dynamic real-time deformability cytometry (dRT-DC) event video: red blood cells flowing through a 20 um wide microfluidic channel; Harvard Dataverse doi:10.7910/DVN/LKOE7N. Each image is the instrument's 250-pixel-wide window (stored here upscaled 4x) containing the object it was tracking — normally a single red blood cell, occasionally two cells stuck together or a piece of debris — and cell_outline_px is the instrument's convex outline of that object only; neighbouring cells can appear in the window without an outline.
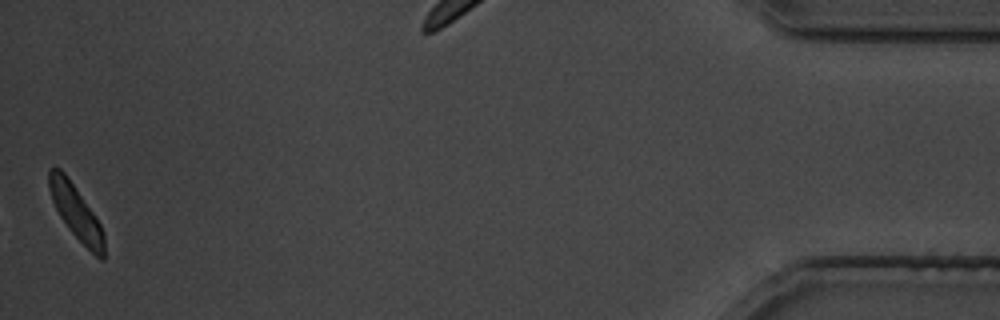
{"species": "common noctule bat (a hibernating species)", "species_latin": "Nyctalus noctula", "temperature_condition": "cold", "stored_images_in_passage": 31, "camera_frame_rate_fps": 3000, "um_per_image_px": 0.085, "animal": {"sex": "male", "body_mass_g": 19.5, "forearm_length_mm": 54.6}, "frame": {"image": 1, "passage_image": 31, "time_ms": 37.0, "image_size_px": [1000, 320], "cell_outline_px": [[104, 260], [100, 260], [68, 228], [60, 216], [52, 200], [48, 188], [48, 168], [60, 168], [64, 172], [92, 212], [100, 224], [104, 232]], "centroid_in_image_um": [6.44, 18.03], "position_along_channel_um": 428.8, "area_um2": 16.88}}